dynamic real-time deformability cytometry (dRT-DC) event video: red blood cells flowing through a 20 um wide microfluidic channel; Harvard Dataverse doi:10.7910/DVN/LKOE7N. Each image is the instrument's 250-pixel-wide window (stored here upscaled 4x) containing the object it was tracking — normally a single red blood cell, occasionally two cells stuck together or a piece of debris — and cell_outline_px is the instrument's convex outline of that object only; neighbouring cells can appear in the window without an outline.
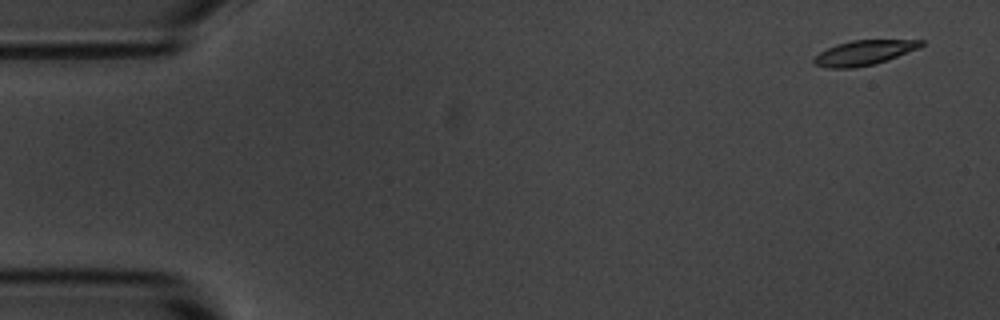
{"species": "common noctule bat (a hibernating species)", "species_latin": "Nyctalus noctula", "temperature_condition": "room temperature", "stored_images_in_passage": 5, "camera_frame_rate_fps": 3000, "um_per_image_px": 0.085, "animal": {"sex": "male", "body_mass_g": 20.1, "forearm_length_mm": 53.5}, "frame": {"image": 1, "passage_image": 1, "time_ms": 0.0, "image_size_px": [1000, 320], "cell_outline_px": [[924, 44], [920, 48], [888, 60], [876, 64], [856, 68], [828, 68], [816, 64], [812, 60], [820, 52], [836, 44], [852, 40], [924, 40]], "centroid_in_image_um": [73.47, 4.48], "position_along_channel_um": 11.5, "area_um2": 15.55}}
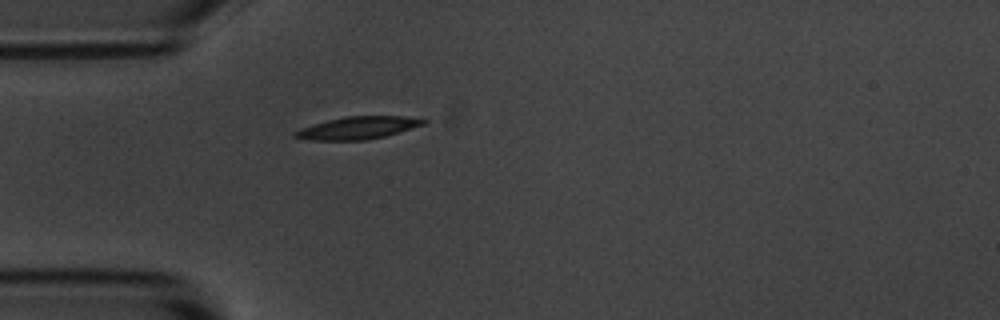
{"frame": {"image": 2, "passage_image": 5, "time_ms": 4.333, "image_size_px": [1000, 320], "cell_outline_px": [[428, 120], [424, 124], [384, 136], [364, 140], [312, 140], [292, 136], [292, 132], [300, 128], [312, 124], [344, 116], [404, 116]], "centroid_in_image_um": [30.36, 10.86], "position_along_channel_um": 54.6, "area_um2": 16.65}}